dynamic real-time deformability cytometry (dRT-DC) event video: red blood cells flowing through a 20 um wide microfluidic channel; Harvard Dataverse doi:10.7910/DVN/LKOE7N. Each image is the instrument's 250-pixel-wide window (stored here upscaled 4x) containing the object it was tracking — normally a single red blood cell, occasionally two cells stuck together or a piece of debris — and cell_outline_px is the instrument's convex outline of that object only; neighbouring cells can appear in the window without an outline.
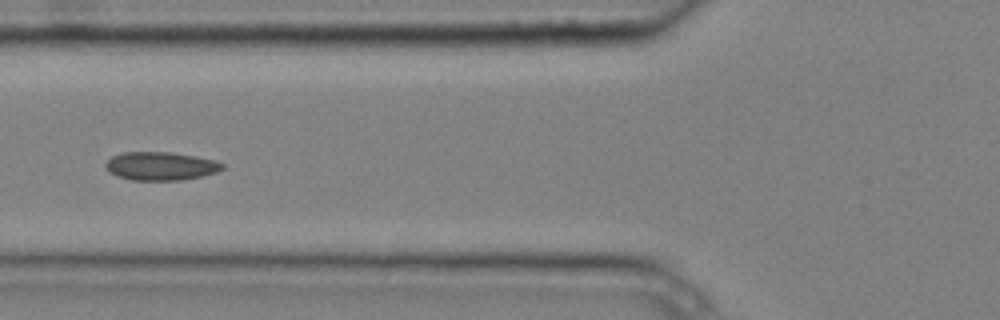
{"species": "common noctule bat (a hibernating species)", "species_latin": "Nyctalus noctula", "temperature_condition": "cold", "stored_images_in_passage": 9, "camera_frame_rate_fps": 3000, "um_per_image_px": 0.085, "animal": {"sex": "male", "body_mass_g": 20.4}, "frame": {"image": 1, "passage_image": 6, "time_ms": 1.667, "image_size_px": [1000, 320], "cell_outline_px": [[224, 168], [216, 172], [200, 176], [180, 180], [132, 180], [116, 176], [108, 172], [104, 168], [104, 164], [112, 156], [124, 152], [172, 152], [196, 156], [216, 160], [224, 164]], "centroid_in_image_um": [13.63, 14.11], "position_along_channel_um": 112.2, "area_um2": 19.42}}
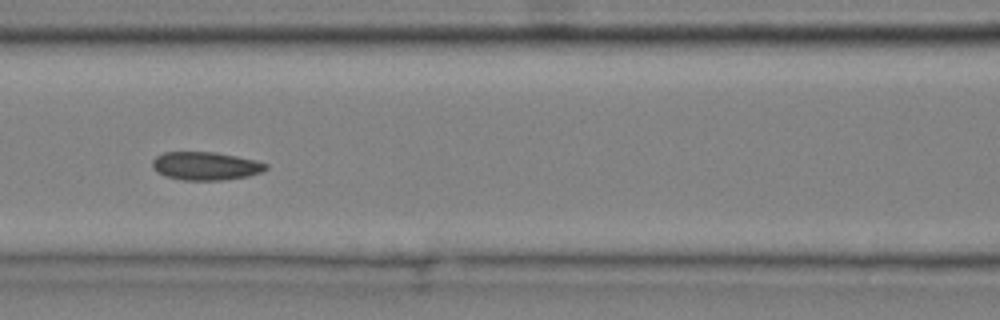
{"frame": {"image": 2, "passage_image": 7, "time_ms": 2.0, "image_size_px": [1000, 320], "cell_outline_px": [[268, 168], [260, 172], [248, 176], [220, 180], [184, 180], [168, 176], [156, 172], [152, 168], [152, 160], [156, 156], [164, 152], [216, 152], [256, 160], [268, 164]], "centroid_in_image_um": [17.47, 14.1], "position_along_channel_um": 149.1, "area_um2": 18.61}}
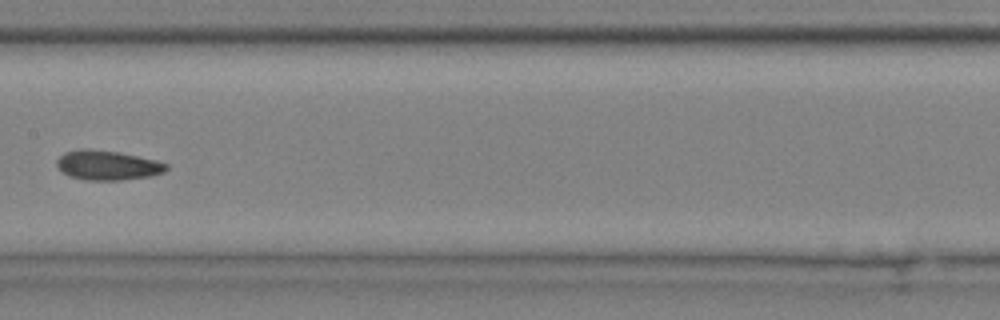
{"frame": {"image": 3, "passage_image": 8, "time_ms": 2.333, "image_size_px": [1000, 320], "cell_outline_px": [[168, 168], [164, 172], [148, 176], [120, 180], [88, 180], [68, 176], [56, 164], [56, 160], [64, 152], [80, 148], [88, 148], [120, 152], [156, 160], [168, 164]], "centroid_in_image_um": [9.12, 14.03], "position_along_channel_um": 198.3, "area_um2": 18.9}}